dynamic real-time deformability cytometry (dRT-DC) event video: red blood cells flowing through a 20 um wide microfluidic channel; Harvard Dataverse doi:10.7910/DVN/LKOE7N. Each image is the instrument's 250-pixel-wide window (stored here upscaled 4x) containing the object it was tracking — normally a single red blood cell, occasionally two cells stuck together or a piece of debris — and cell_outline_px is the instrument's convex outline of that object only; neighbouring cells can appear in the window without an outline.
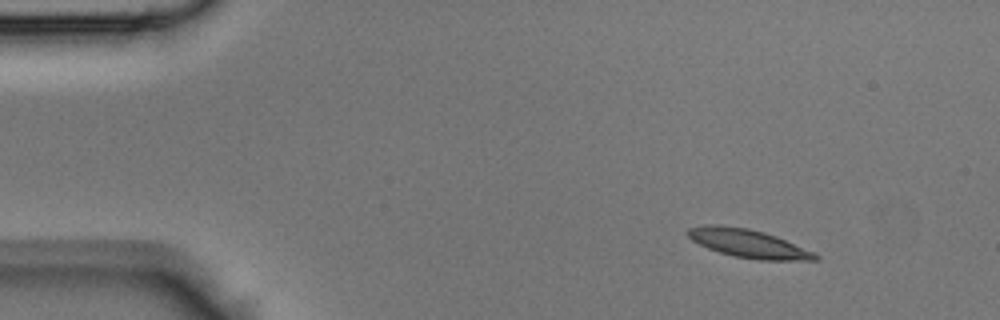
{"species": "Egyptian fruit bat (a non-hibernating species)", "species_latin": "Rousettus aegyptiacus", "temperature_condition": "room temperature", "stored_images_in_passage": 39, "camera_frame_rate_fps": 3000, "um_per_image_px": 0.085, "animal": {"sex": "male"}, "frame": {"image": 1, "passage_image": 1, "time_ms": 0.0, "image_size_px": [1000, 320], "cell_outline_px": [[820, 260], [760, 260], [732, 256], [708, 248], [692, 240], [688, 236], [688, 228], [704, 224], [720, 224], [748, 228], [764, 232], [776, 236], [812, 252], [820, 256]], "centroid_in_image_um": [63.57, 20.68], "position_along_channel_um": 21.4, "area_um2": 20.92}}
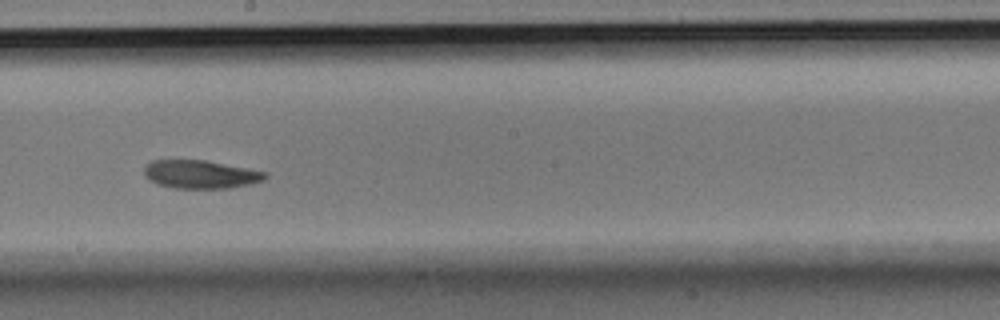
{"frame": {"image": 2, "passage_image": 20, "time_ms": 6.333, "image_size_px": [1000, 320], "cell_outline_px": [[268, 176], [264, 180], [252, 184], [228, 188], [176, 188], [156, 184], [144, 176], [144, 164], [152, 160], [204, 160], [248, 168], [268, 172]], "centroid_in_image_um": [17.05, 14.81], "position_along_channel_um": 231.2, "area_um2": 20.11}}
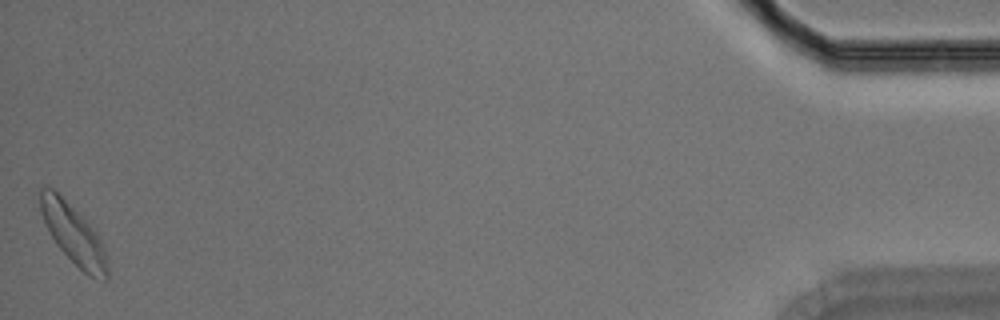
{"frame": {"image": 3, "passage_image": 39, "time_ms": 12.667, "image_size_px": [1000, 320], "cell_outline_px": [[108, 280], [104, 280], [88, 276], [56, 244], [40, 212], [40, 188], [52, 188], [100, 236], [108, 264]], "centroid_in_image_um": [6.27, 19.96], "position_along_channel_um": 428.9, "area_um2": 22.43}}